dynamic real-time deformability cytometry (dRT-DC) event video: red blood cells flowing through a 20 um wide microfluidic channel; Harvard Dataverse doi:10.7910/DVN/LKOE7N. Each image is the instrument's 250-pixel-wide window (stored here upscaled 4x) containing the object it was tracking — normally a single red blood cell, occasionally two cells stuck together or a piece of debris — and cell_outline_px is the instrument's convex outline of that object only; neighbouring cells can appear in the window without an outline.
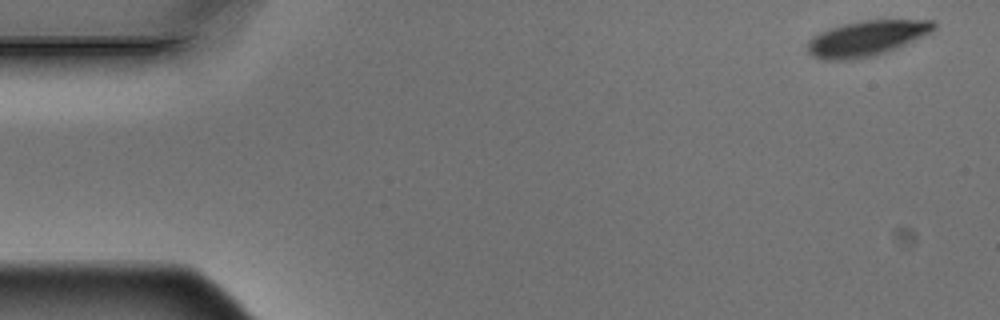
{"species": "Egyptian fruit bat (a non-hibernating species)", "species_latin": "Rousettus aegyptiacus", "temperature_condition": "warm", "stored_images_in_passage": 3, "segment_of_instrument_passage": [2, 2], "camera_frame_rate_fps": 3000, "um_per_image_px": 0.085, "animal": {"sex": "male"}, "frame": {"image": 1, "passage_image": 3, "time_ms": 0.667, "image_size_px": [1000, 320], "cell_outline_px": [[936, 28], [932, 32], [896, 48], [872, 56], [852, 60], [820, 60], [812, 56], [808, 52], [808, 40], [812, 36], [820, 32], [844, 24], [860, 20], [936, 20]], "centroid_in_image_um": [73.65, 3.26], "position_along_channel_um": 11.3, "area_um2": 26.01}}